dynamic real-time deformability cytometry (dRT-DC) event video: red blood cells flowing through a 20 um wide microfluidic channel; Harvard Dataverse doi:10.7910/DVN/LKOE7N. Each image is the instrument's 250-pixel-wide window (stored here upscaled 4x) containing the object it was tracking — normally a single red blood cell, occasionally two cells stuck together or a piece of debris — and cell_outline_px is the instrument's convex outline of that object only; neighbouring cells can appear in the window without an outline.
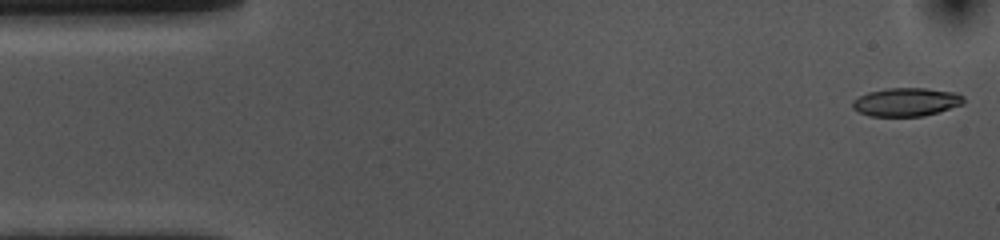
{"species": "common noctule bat (a hibernating species)", "species_latin": "Nyctalus noctula", "temperature_condition": "cold", "stored_images_in_passage": 54, "camera_frame_rate_fps": 3000, "um_per_image_px": 0.085, "animal": {"sex": "female", "body_mass_g": 10.0, "forearm_length_mm": 53.1}, "frame": {"image": 1, "passage_image": 1, "time_ms": 0.0, "image_size_px": [1000, 240], "cell_outline_px": [[964, 104], [924, 116], [868, 116], [852, 108], [852, 100], [868, 92], [888, 88], [924, 88], [956, 92], [964, 96]], "centroid_in_image_um": [77.04, 8.67], "position_along_channel_um": 8.0, "area_um2": 18.44}}
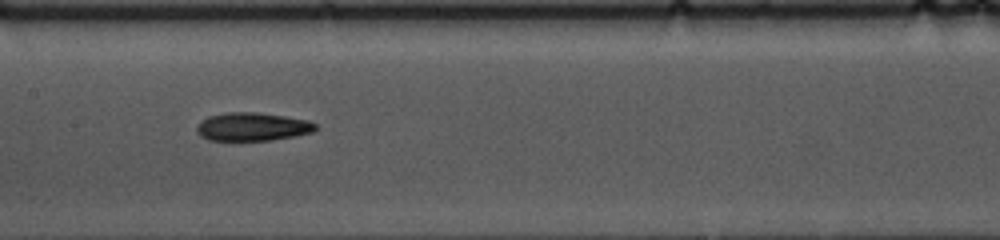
{"frame": {"image": 2, "passage_image": 25, "time_ms": 8.0, "image_size_px": [1000, 240], "cell_outline_px": [[316, 128], [312, 132], [272, 140], [208, 140], [200, 136], [196, 132], [196, 128], [208, 116], [228, 112], [256, 112], [284, 116], [308, 120], [316, 124]], "centroid_in_image_um": [21.44, 10.77], "position_along_channel_um": 186.0, "area_um2": 19.36}}
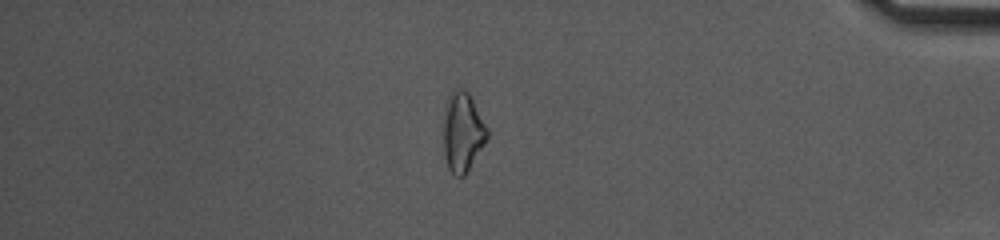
{"frame": {"image": 3, "passage_image": 46, "time_ms": 15.0, "image_size_px": [1000, 240], "cell_outline_px": [[488, 136], [484, 144], [464, 176], [456, 176], [448, 168], [444, 152], [444, 116], [448, 96], [456, 88], [460, 88], [468, 92], [488, 128]], "centroid_in_image_um": [39.32, 11.22], "position_along_channel_um": 395.9, "area_um2": 19.88}, "authors_computed_cell_mechanics": {"area_um2": 19.2474, "velocity_mm_per_s": 3.5646, "shape_relaxation_time_tau1_ms": 5.4728, "shape_relaxation_time_tau2_ms": 7.009, "deformation_change_tau1": 0.1596, "deformation_change_tau2": 0.1785}}